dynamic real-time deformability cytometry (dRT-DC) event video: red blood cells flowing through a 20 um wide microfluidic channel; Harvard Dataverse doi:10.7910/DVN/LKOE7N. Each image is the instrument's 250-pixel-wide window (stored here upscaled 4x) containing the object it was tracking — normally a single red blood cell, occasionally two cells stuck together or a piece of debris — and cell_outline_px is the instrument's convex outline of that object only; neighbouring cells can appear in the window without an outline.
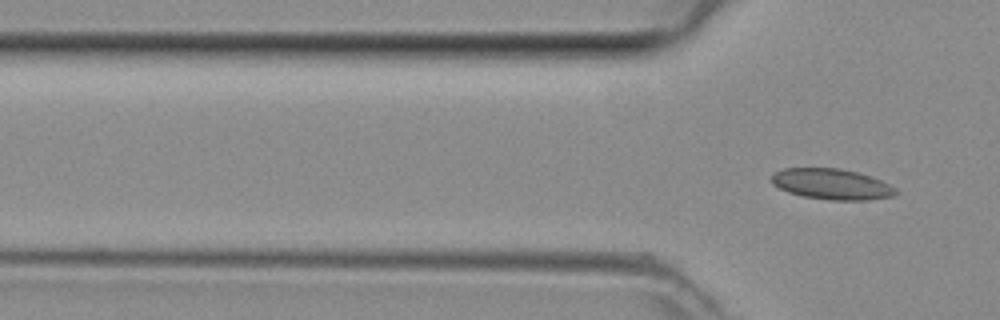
{"species": "common noctule bat (a hibernating species)", "species_latin": "Nyctalus noctula", "temperature_condition": "room temperature", "stored_images_in_passage": 2, "camera_frame_rate_fps": 3000, "um_per_image_px": 0.085, "animal": {"sex": "female", "body_mass_g": 29.2, "forearm_length_mm": 56.3}, "frame": {"image": 1, "passage_image": 2, "time_ms": 0.333, "image_size_px": [1000, 320], "cell_outline_px": [[896, 192], [892, 196], [868, 200], [828, 200], [804, 196], [788, 192], [772, 184], [772, 176], [776, 172], [784, 168], [840, 168], [856, 172], [880, 180], [896, 188]], "centroid_in_image_um": [70.68, 15.65], "position_along_channel_um": 55.1, "area_um2": 21.96}}